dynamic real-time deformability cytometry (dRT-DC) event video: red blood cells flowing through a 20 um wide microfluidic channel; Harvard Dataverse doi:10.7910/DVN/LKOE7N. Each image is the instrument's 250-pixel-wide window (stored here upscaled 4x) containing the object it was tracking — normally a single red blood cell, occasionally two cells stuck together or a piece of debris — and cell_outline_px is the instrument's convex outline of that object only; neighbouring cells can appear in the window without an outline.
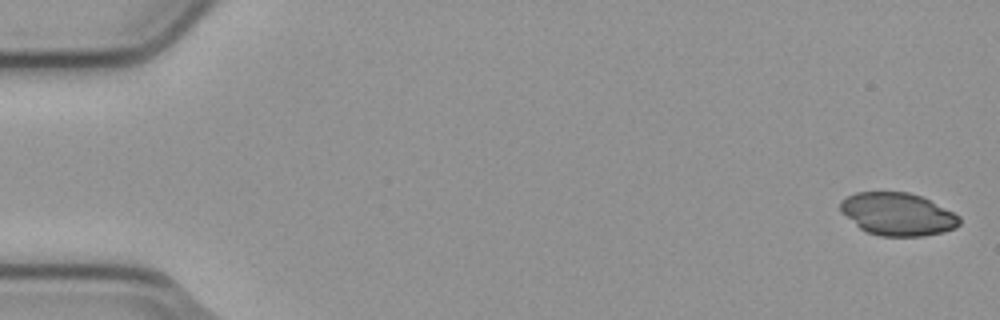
{"species": "common noctule bat (a hibernating species)", "species_latin": "Nyctalus noctula", "temperature_condition": "cold", "stored_images_in_passage": 4, "camera_frame_rate_fps": 3000, "um_per_image_px": 0.085, "animal": {"sex": "male", "body_mass_g": 23.1, "forearm_length_mm": 52.7}, "frame": {"image": 1, "passage_image": 1, "time_ms": 0.0, "image_size_px": [1000, 320], "cell_outline_px": [[960, 224], [956, 228], [944, 232], [924, 236], [880, 236], [868, 232], [860, 228], [840, 212], [840, 200], [856, 192], [908, 192], [920, 196], [960, 216]], "centroid_in_image_um": [76.28, 18.21], "position_along_channel_um": 8.7, "area_um2": 29.54}}